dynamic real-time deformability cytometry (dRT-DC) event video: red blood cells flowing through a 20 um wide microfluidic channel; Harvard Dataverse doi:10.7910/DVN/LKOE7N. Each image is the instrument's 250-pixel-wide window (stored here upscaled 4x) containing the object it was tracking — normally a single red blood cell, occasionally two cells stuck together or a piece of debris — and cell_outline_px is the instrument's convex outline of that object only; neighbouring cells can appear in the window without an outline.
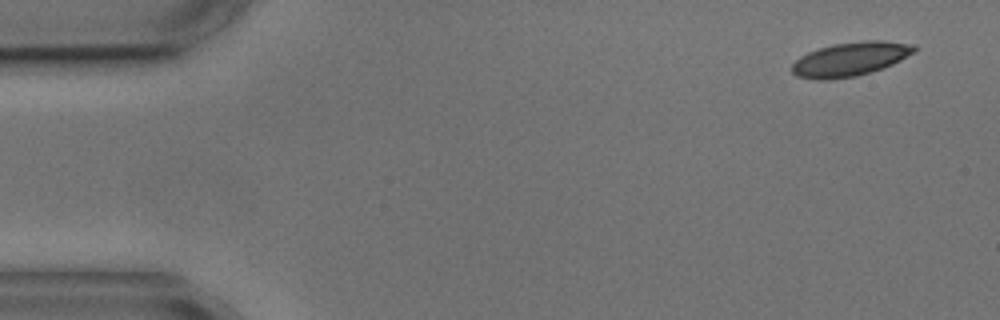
{"species": "common noctule bat (a hibernating species)", "species_latin": "Nyctalus noctula", "temperature_condition": "cold", "stored_images_in_passage": 3, "camera_frame_rate_fps": 3000, "um_per_image_px": 0.085, "animal": {"sex": "male", "body_mass_g": 17.9, "forearm_length_mm": 54.2}, "frame": {"image": 1, "passage_image": 1, "time_ms": 0.0, "image_size_px": [1000, 320], "cell_outline_px": [[916, 52], [892, 64], [856, 76], [828, 80], [816, 80], [796, 76], [792, 72], [792, 64], [800, 56], [808, 52], [832, 44], [864, 40], [884, 40], [916, 44]], "centroid_in_image_um": [72.28, 5.01], "position_along_channel_um": 12.7, "area_um2": 24.28}}